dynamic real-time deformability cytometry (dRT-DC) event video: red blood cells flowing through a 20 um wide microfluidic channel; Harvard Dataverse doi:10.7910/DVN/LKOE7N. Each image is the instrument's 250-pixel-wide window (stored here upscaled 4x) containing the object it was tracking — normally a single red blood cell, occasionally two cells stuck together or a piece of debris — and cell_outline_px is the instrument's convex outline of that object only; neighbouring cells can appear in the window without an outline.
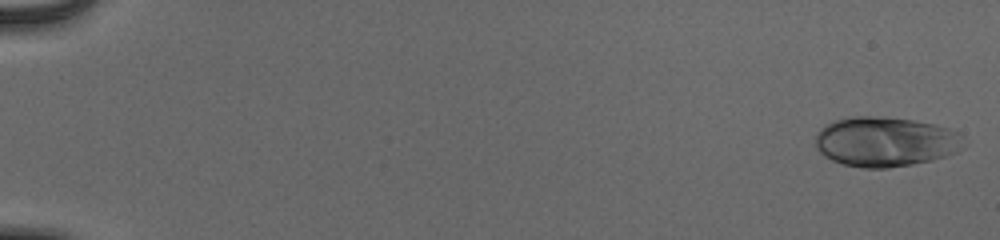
{"species": "human", "species_latin": "Homo sapiens", "temperature_condition": "cold", "stored_images_in_passage": 54, "camera_frame_rate_fps": 3000, "um_per_image_px": 0.085, "donor": {"sex": "male"}, "frame": {"image": 1, "passage_image": 1, "time_ms": 0.0, "image_size_px": [1000, 240], "cell_outline_px": [[964, 148], [956, 152], [932, 160], [912, 164], [888, 168], [864, 168], [844, 164], [832, 160], [824, 156], [816, 148], [816, 132], [824, 124], [832, 120], [848, 116], [884, 116], [912, 120], [936, 124], [948, 128], [964, 136]], "centroid_in_image_um": [75.24, 12.03], "position_along_channel_um": 9.8, "area_um2": 43.52}}
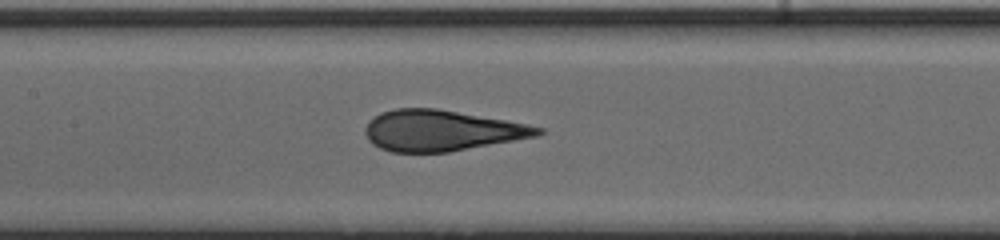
{"frame": {"image": 2, "passage_image": 28, "time_ms": 9.0, "image_size_px": [1000, 240], "cell_outline_px": [[544, 132], [536, 136], [448, 152], [392, 152], [380, 148], [372, 144], [368, 140], [364, 132], [364, 128], [380, 112], [396, 108], [436, 108], [528, 124], [544, 128]], "centroid_in_image_um": [37.5, 11.1], "position_along_channel_um": 169.9, "area_um2": 40.81}}
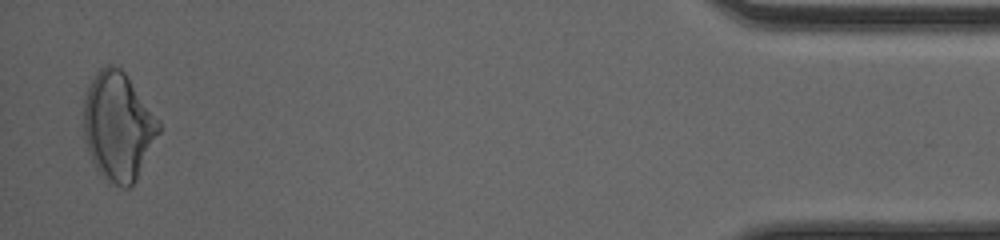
{"frame": {"image": 3, "passage_image": 53, "time_ms": 17.333, "image_size_px": [1000, 240], "cell_outline_px": [[160, 132], [136, 180], [128, 188], [120, 188], [108, 184], [104, 180], [96, 168], [88, 152], [84, 136], [84, 100], [88, 88], [96, 72], [104, 64], [112, 64], [120, 68], [124, 72], [160, 120]], "centroid_in_image_um": [10.04, 10.77], "position_along_channel_um": 425.2, "area_um2": 47.63}, "authors_computed_cell_mechanics": {"area_um2": 41.8761, "velocity_mm_per_s": 3.9162, "shape_relaxation_time_tau1_ms": 5.3592, "shape_relaxation_time_tau2_ms": null, "deformation_change_tau1": 0.1884, "deformation_change_tau2": null}}